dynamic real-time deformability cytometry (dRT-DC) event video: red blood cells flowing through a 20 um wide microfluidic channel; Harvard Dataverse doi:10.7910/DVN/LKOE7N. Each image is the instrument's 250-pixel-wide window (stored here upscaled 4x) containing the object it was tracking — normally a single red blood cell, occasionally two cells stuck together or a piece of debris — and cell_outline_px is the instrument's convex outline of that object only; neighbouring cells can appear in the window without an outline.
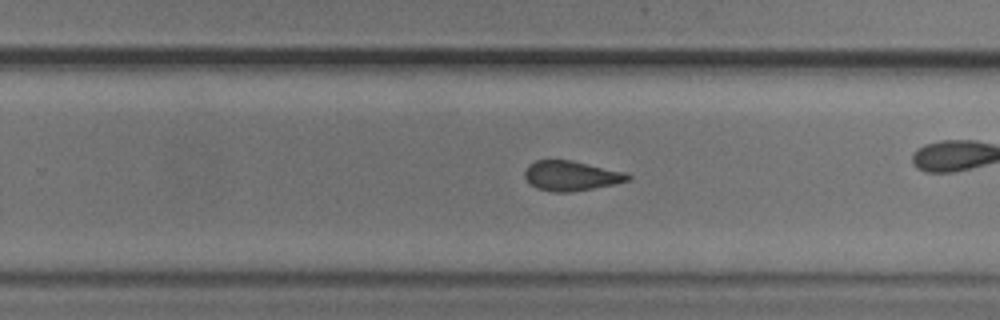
{"species": "common noctule bat (a hibernating species)", "species_latin": "Nyctalus noctula", "temperature_condition": "cold", "stored_images_in_passage": 31, "camera_frame_rate_fps": 3000, "um_per_image_px": 0.085, "animal": {"sex": "male", "body_mass_g": 20.5, "forearm_length_mm": 52.5}, "frame": {"image": 1, "passage_image": 22, "time_ms": 7.0, "image_size_px": [1000, 320], "cell_outline_px": [[632, 180], [616, 184], [572, 192], [552, 192], [536, 188], [524, 176], [524, 172], [528, 164], [536, 160], [572, 160], [628, 172], [632, 176]], "centroid_in_image_um": [48.61, 14.94], "position_along_channel_um": 281.2, "area_um2": 18.26}}